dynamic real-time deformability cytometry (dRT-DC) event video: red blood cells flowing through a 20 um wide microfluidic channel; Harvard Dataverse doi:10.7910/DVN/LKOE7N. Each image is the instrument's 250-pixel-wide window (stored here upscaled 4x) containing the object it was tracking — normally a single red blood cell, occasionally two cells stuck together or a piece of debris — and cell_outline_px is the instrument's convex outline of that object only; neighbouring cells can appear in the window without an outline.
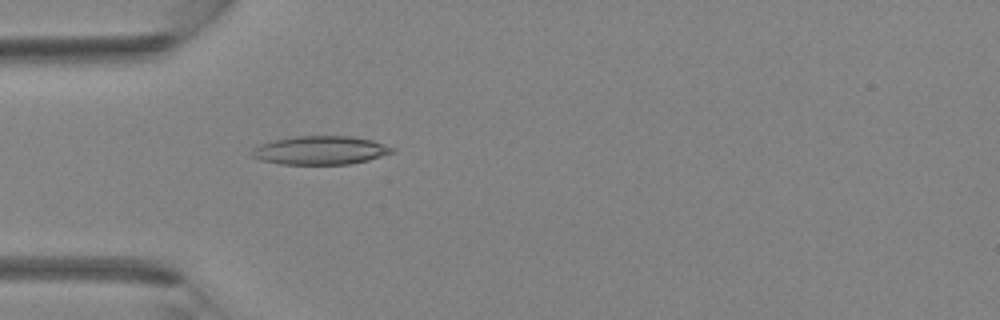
{"species": "Egyptian fruit bat (a non-hibernating species)", "species_latin": "Rousettus aegyptiacus", "temperature_condition": "room temperature", "stored_images_in_passage": 4, "camera_frame_rate_fps": 3000, "um_per_image_px": 0.085, "animal": {"sex": "female"}, "frame": {"image": 1, "passage_image": 4, "time_ms": 1.0, "image_size_px": [1000, 320], "cell_outline_px": [[396, 152], [368, 160], [348, 164], [280, 164], [260, 160], [252, 156], [252, 148], [260, 144], [276, 140], [296, 136], [352, 136], [372, 140], [396, 148]], "centroid_in_image_um": [27.27, 12.77], "position_along_channel_um": 57.7, "area_um2": 23.35}}